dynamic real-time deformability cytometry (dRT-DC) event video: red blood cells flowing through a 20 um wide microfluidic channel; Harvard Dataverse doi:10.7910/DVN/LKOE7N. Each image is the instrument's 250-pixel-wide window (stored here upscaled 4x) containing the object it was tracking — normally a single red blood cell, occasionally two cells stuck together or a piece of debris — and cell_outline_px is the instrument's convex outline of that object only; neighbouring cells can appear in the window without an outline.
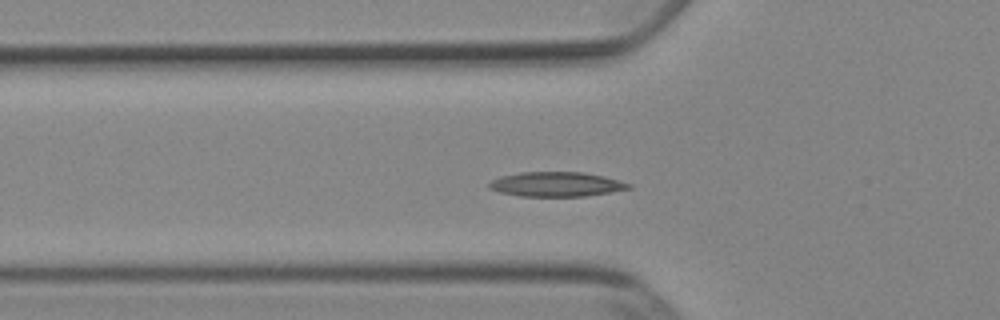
{"species": "Egyptian fruit bat (a non-hibernating species)", "species_latin": "Rousettus aegyptiacus", "temperature_condition": "cold", "stored_images_in_passage": 40, "segment_of_instrument_passage": [1, 2], "camera_frame_rate_fps": 3000, "um_per_image_px": 0.085, "animal": {"sex": "female"}, "frame": {"image": 1, "passage_image": 5, "time_ms": 1.333, "image_size_px": [1000, 320], "cell_outline_px": [[632, 188], [584, 196], [520, 196], [500, 192], [488, 188], [488, 184], [492, 180], [500, 176], [520, 172], [584, 172], [604, 176], [632, 184]], "centroid_in_image_um": [47.27, 15.65], "position_along_channel_um": 78.5, "area_um2": 19.94}}
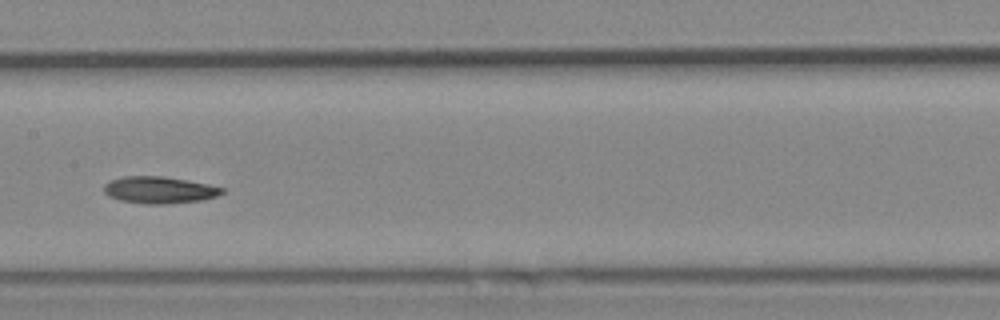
{"frame": {"image": 2, "passage_image": 14, "time_ms": 4.333, "image_size_px": [1000, 320], "cell_outline_px": [[224, 192], [216, 196], [200, 200], [168, 204], [144, 204], [120, 200], [108, 196], [104, 192], [104, 184], [108, 180], [124, 176], [164, 176], [188, 180], [208, 184], [224, 188]], "centroid_in_image_um": [13.51, 16.14], "position_along_channel_um": 193.9, "area_um2": 18.61}}
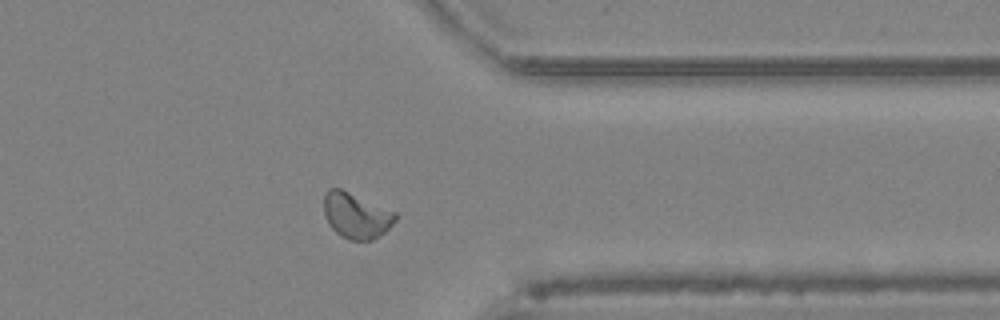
{"frame": {"image": 3, "passage_image": 29, "time_ms": 9.333, "image_size_px": [1000, 320], "cell_outline_px": [[396, 220], [384, 232], [372, 240], [348, 240], [340, 236], [332, 228], [324, 212], [324, 196], [328, 188], [340, 188], [396, 212]], "centroid_in_image_um": [30.27, 18.32], "position_along_channel_um": 381.1, "area_um2": 18.79}}